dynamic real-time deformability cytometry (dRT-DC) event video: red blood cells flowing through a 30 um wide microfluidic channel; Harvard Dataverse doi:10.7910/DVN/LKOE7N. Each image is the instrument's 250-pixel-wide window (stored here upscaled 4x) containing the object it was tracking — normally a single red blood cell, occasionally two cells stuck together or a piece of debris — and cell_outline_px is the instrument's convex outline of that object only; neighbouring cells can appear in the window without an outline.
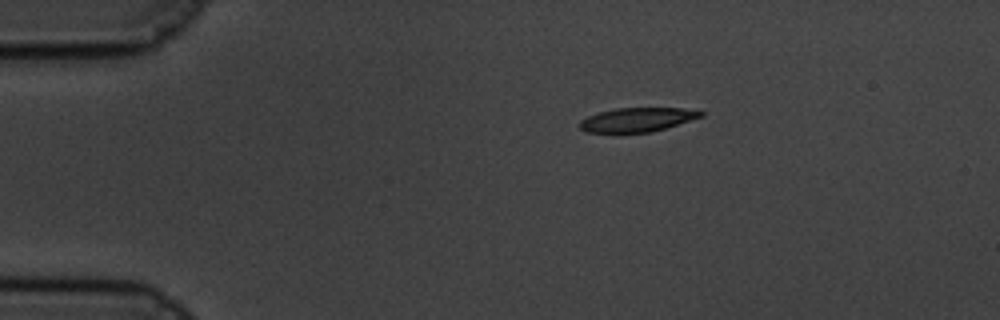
{"species": "common noctule bat (a hibernating species)", "species_latin": "Nyctalus noctula", "temperature_condition": "cold", "stored_images_in_passage": 50, "camera_frame_rate_fps": 3000, "um_per_image_px": 0.085, "animal": {"sex": "male", "body_mass_g": 19.5, "forearm_length_mm": 54.6}, "frame": {"image": 1, "passage_image": 1, "time_ms": 0.0, "image_size_px": [1000, 320], "cell_outline_px": [[704, 116], [652, 132], [584, 132], [580, 128], [580, 120], [588, 116], [600, 112], [616, 108], [684, 108], [704, 112]], "centroid_in_image_um": [54.17, 10.17], "position_along_channel_um": 30.8, "area_um2": 16.82}}
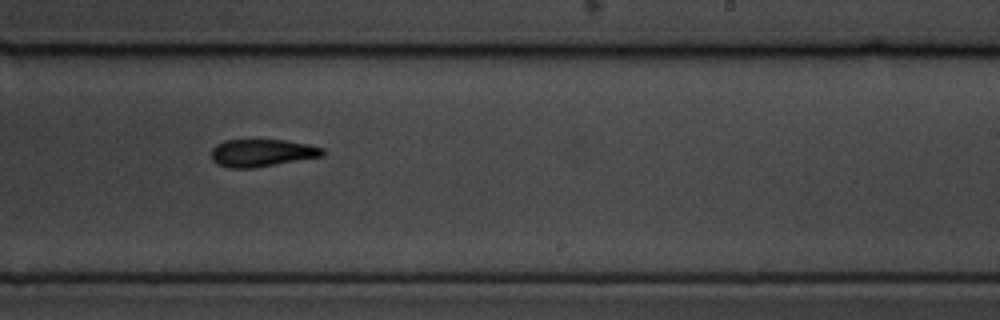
{"frame": {"image": 2, "passage_image": 27, "time_ms": 8.667, "image_size_px": [1000, 320], "cell_outline_px": [[324, 156], [256, 168], [228, 168], [216, 164], [212, 160], [212, 148], [216, 144], [224, 140], [284, 140], [308, 144], [324, 148]], "centroid_in_image_um": [22.26, 13.0], "position_along_channel_um": 266.7, "area_um2": 18.03}}
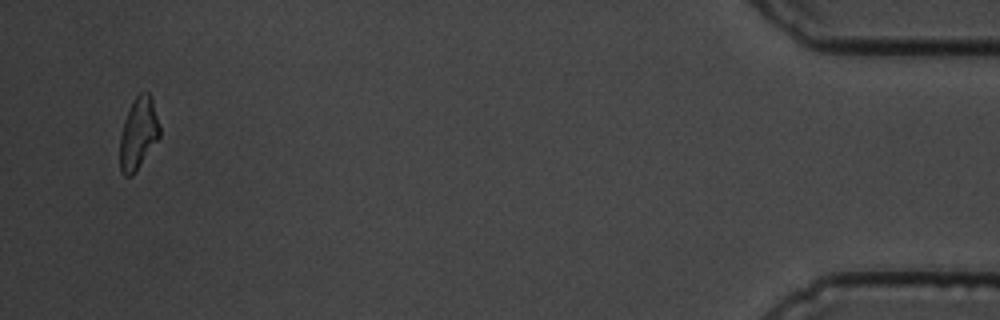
{"frame": {"image": 3, "passage_image": 48, "time_ms": 15.667, "image_size_px": [1000, 320], "cell_outline_px": [[160, 136], [132, 176], [124, 176], [120, 172], [120, 136], [124, 120], [128, 108], [136, 96], [140, 92], [148, 92], [152, 96], [160, 128]], "centroid_in_image_um": [11.75, 11.32], "position_along_channel_um": 423.4, "area_um2": 16.65}, "authors_computed_cell_mechanics": {"area_um2": 18.4093, "velocity_mm_per_s": 3.3422, "shape_relaxation_time_tau1_ms": 4.7215, "shape_relaxation_time_tau2_ms": 4.4854, "deformation_change_tau1": 0.147, "deformation_change_tau2": 0.11}}